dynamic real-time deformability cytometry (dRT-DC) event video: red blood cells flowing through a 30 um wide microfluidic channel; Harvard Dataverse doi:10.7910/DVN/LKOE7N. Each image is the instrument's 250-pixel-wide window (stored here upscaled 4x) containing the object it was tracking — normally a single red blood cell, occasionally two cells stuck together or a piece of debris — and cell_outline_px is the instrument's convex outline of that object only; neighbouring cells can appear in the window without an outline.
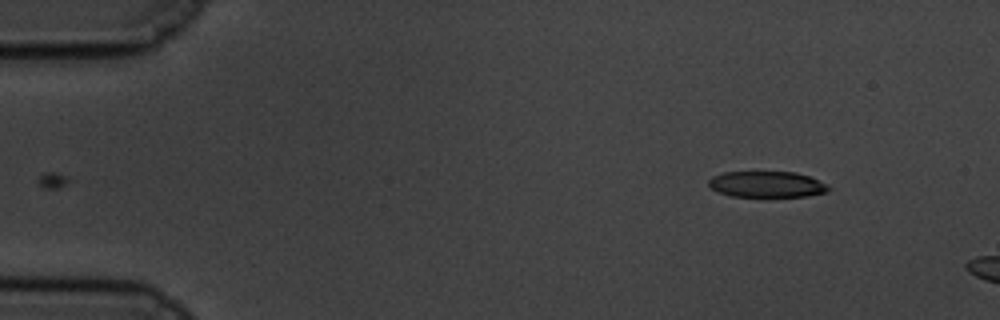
{"species": "common noctule bat (a hibernating species)", "species_latin": "Nyctalus noctula", "temperature_condition": "cold", "stored_images_in_passage": 10, "camera_frame_rate_fps": 3000, "um_per_image_px": 0.085, "animal": {"sex": "male", "body_mass_g": 19.5, "forearm_length_mm": 54.6}, "frame": {"image": 1, "passage_image": 1, "time_ms": 0.0, "image_size_px": [1000, 320], "cell_outline_px": [[832, 188], [828, 192], [808, 196], [764, 200], [732, 196], [716, 192], [708, 184], [708, 180], [712, 176], [724, 172], [796, 172], [808, 176]], "centroid_in_image_um": [65.16, 15.73], "position_along_channel_um": 19.8, "area_um2": 19.19}}